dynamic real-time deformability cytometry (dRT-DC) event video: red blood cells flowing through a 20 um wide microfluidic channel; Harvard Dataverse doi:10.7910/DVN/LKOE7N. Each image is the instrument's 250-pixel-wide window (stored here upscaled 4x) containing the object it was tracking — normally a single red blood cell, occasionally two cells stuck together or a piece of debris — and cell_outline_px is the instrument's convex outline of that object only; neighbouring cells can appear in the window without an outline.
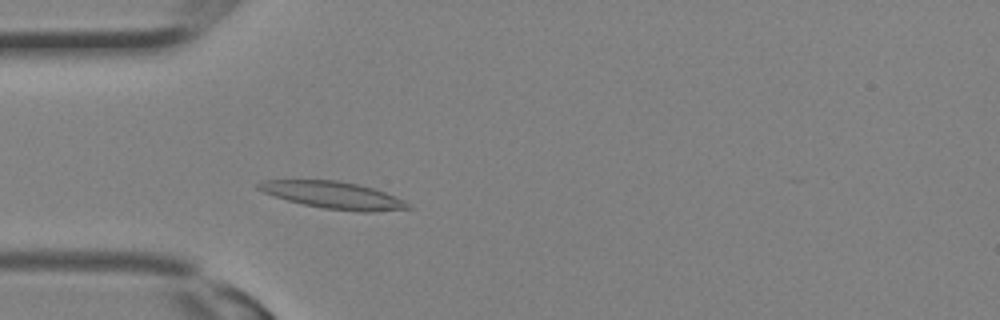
{"species": "Egyptian fruit bat (a non-hibernating species)", "species_latin": "Rousettus aegyptiacus", "temperature_condition": "room temperature", "stored_images_in_passage": 12, "camera_frame_rate_fps": 3000, "um_per_image_px": 0.085, "animal": {"sex": "female"}, "frame": {"image": 1, "passage_image": 6, "time_ms": 1.667, "image_size_px": [1000, 320], "cell_outline_px": [[412, 208], [372, 212], [360, 212], [324, 208], [304, 204], [288, 200], [264, 192], [256, 188], [256, 184], [268, 180], [336, 180], [356, 184], [372, 188], [384, 192], [404, 200]], "centroid_in_image_um": [28.34, 16.59], "position_along_channel_um": 56.7, "area_um2": 23.18}}
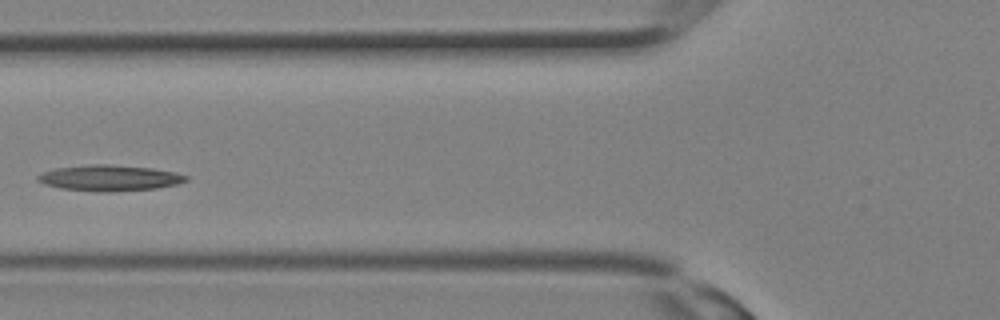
{"frame": {"image": 2, "passage_image": 9, "time_ms": 2.667, "image_size_px": [1000, 320], "cell_outline_px": [[188, 180], [176, 184], [156, 188], [112, 192], [104, 192], [60, 188], [44, 184], [36, 180], [36, 176], [40, 172], [56, 168], [92, 164], [108, 164], [152, 168], [176, 172], [188, 176]], "centroid_in_image_um": [9.28, 15.12], "position_along_channel_um": 116.5, "area_um2": 22.43}}
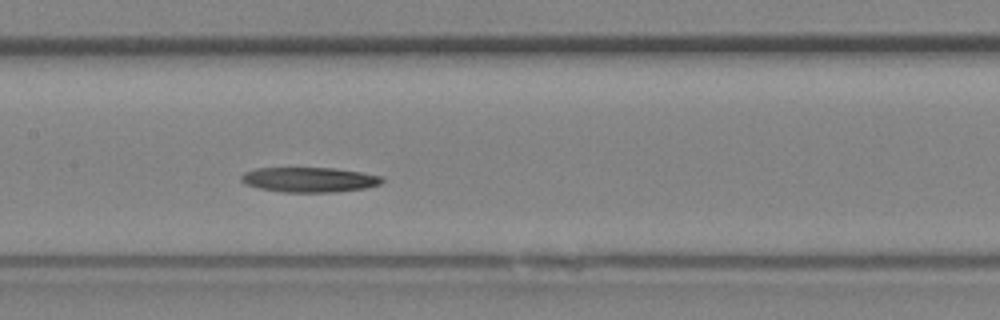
{"frame": {"image": 3, "passage_image": 12, "time_ms": 3.667, "image_size_px": [1000, 320], "cell_outline_px": [[384, 180], [380, 184], [364, 188], [332, 192], [284, 192], [260, 188], [244, 184], [240, 180], [240, 176], [244, 172], [256, 168], [332, 168], [360, 172], [380, 176]], "centroid_in_image_um": [26.24, 15.27], "position_along_channel_um": 181.2, "area_um2": 20.29}}